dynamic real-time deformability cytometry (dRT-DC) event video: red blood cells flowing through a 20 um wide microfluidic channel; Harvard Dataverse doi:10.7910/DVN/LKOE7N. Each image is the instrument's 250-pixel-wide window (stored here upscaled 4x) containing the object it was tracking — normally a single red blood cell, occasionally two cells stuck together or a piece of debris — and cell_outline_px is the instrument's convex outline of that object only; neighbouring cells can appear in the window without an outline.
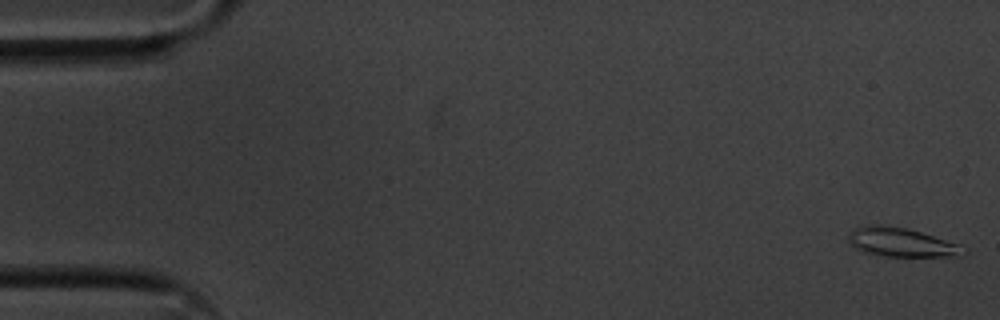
{"species": "common noctule bat (a hibernating species)", "species_latin": "Nyctalus noctula", "temperature_condition": "cold", "stored_images_in_passage": 56, "camera_frame_rate_fps": 3000, "um_per_image_px": 0.085, "animal": {"sex": "male", "body_mass_g": 20.1, "forearm_length_mm": 53.5}, "frame": {"image": 1, "passage_image": 1, "time_ms": 0.0, "image_size_px": [1000, 320], "cell_outline_px": [[968, 252], [960, 256], [884, 256], [860, 252], [848, 240], [848, 232], [856, 228], [876, 224], [880, 224], [904, 228], [920, 232], [968, 248]], "centroid_in_image_um": [76.59, 20.61], "position_along_channel_um": 8.4, "area_um2": 19.19}}
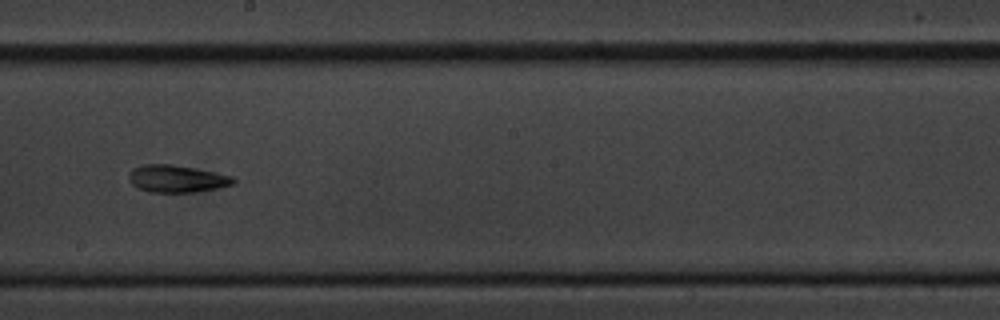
{"frame": {"image": 2, "passage_image": 31, "time_ms": 10.0, "image_size_px": [1000, 320], "cell_outline_px": [[236, 180], [232, 184], [220, 188], [196, 192], [148, 192], [132, 184], [128, 180], [128, 172], [132, 168], [144, 164], [172, 164], [232, 176]], "centroid_in_image_um": [14.98, 15.19], "position_along_channel_um": 233.2, "area_um2": 16.59}}
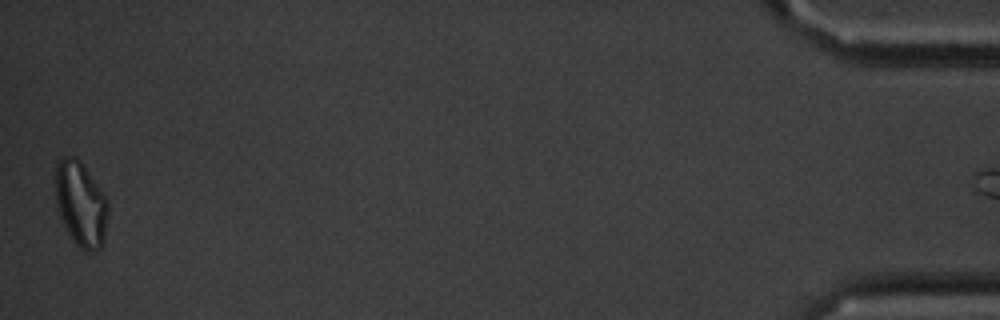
{"frame": {"image": 3, "passage_image": 55, "time_ms": 18.0, "image_size_px": [1000, 320], "cell_outline_px": [[108, 212], [104, 244], [96, 252], [84, 252], [72, 240], [64, 228], [56, 208], [52, 176], [56, 164], [64, 156], [76, 156], [96, 184], [104, 196], [108, 204]], "centroid_in_image_um": [6.8, 17.38], "position_along_channel_um": 428.4, "area_um2": 26.76}}